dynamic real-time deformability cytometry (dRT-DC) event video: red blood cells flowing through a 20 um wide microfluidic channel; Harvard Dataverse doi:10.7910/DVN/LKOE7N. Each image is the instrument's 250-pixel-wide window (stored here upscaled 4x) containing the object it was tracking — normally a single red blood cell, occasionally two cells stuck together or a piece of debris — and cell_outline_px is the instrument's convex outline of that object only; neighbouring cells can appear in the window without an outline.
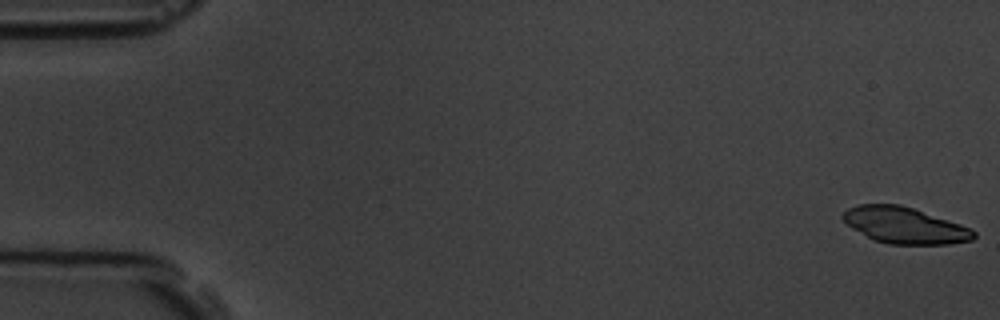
{"species": "common noctule bat (a hibernating species)", "species_latin": "Nyctalus noctula", "temperature_condition": "room temperature", "stored_images_in_passage": 5, "camera_frame_rate_fps": 3000, "um_per_image_px": 0.085, "animal": {"sex": "male", "body_mass_g": 19.5, "forearm_length_mm": 54.6}, "frame": {"image": 1, "passage_image": 1, "time_ms": 0.0, "image_size_px": [1000, 320], "cell_outline_px": [[976, 236], [972, 240], [948, 244], [888, 244], [872, 240], [852, 228], [840, 216], [848, 208], [860, 204], [900, 204], [972, 228], [976, 232]], "centroid_in_image_um": [76.89, 19.16], "position_along_channel_um": 8.1, "area_um2": 27.57}}